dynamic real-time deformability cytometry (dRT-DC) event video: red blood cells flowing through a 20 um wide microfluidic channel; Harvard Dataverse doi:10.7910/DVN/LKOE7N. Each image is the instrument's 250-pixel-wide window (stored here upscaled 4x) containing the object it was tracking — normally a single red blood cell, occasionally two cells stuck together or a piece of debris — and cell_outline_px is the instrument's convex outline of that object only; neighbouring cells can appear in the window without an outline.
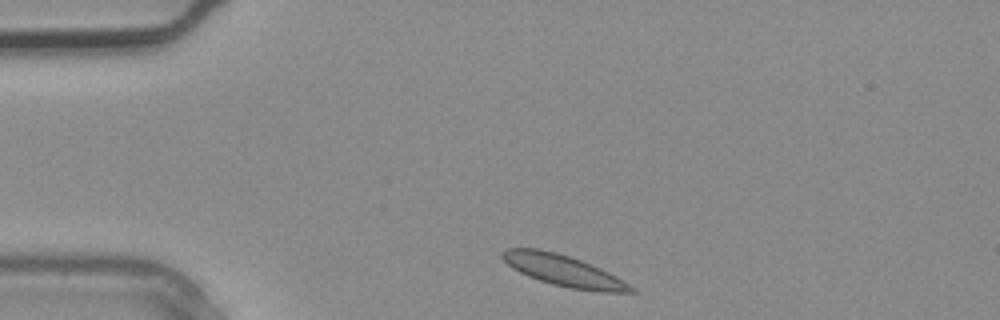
{"species": "common noctule bat (a hibernating species)", "species_latin": "Nyctalus noctula", "temperature_condition": "warm", "stored_images_in_passage": 2, "camera_frame_rate_fps": 3000, "um_per_image_px": 0.085, "animal": {"sex": "male", "body_mass_g": 20.4}, "frame": {"image": 1, "passage_image": 2, "time_ms": 0.333, "image_size_px": [1000, 320], "cell_outline_px": [[636, 292], [600, 292], [572, 288], [552, 284], [528, 276], [512, 268], [500, 256], [500, 252], [504, 248], [540, 248], [556, 252], [580, 260], [600, 268], [616, 276], [636, 288]], "centroid_in_image_um": [47.87, 22.99], "position_along_channel_um": 37.1, "area_um2": 23.29}}